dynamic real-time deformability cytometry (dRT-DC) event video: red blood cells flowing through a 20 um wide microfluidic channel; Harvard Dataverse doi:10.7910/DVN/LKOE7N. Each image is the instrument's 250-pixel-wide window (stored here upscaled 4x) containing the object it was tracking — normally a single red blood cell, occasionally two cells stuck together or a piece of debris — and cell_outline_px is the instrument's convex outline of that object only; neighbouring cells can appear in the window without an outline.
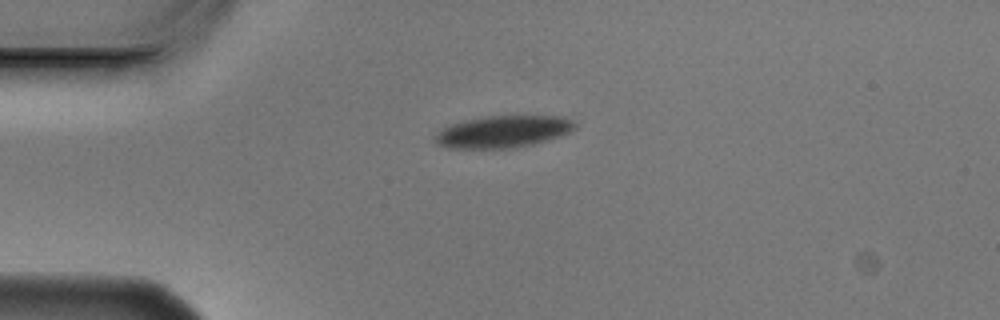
{"species": "Egyptian fruit bat (a non-hibernating species)", "species_latin": "Rousettus aegyptiacus", "temperature_condition": "cold", "stored_images_in_passage": 3, "camera_frame_rate_fps": 3000, "um_per_image_px": 0.085, "animal": {"sex": "male"}, "frame": {"image": 1, "passage_image": 1, "time_ms": 0.0, "image_size_px": [1000, 320], "cell_outline_px": [[576, 128], [560, 136], [532, 144], [512, 148], [448, 148], [436, 144], [436, 132], [448, 124], [464, 120], [488, 116], [564, 116], [572, 120], [576, 124]], "centroid_in_image_um": [42.74, 11.18], "position_along_channel_um": 42.3, "area_um2": 26.07}}
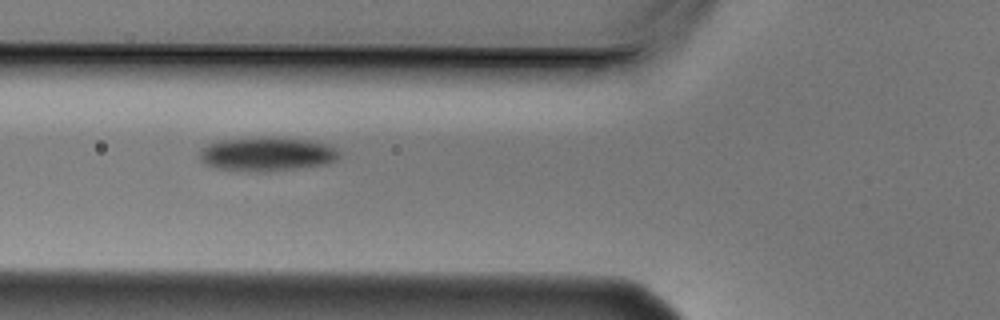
{"frame": {"image": 2, "passage_image": 3, "time_ms": 0.667, "image_size_px": [1000, 320], "cell_outline_px": [[340, 156], [336, 160], [328, 164], [296, 168], [256, 172], [216, 168], [204, 164], [200, 160], [200, 148], [208, 144], [220, 140], [264, 136], [272, 136], [308, 140], [328, 144], [336, 148], [340, 152]], "centroid_in_image_um": [22.69, 13.08], "position_along_channel_um": 103.1, "area_um2": 27.98}}